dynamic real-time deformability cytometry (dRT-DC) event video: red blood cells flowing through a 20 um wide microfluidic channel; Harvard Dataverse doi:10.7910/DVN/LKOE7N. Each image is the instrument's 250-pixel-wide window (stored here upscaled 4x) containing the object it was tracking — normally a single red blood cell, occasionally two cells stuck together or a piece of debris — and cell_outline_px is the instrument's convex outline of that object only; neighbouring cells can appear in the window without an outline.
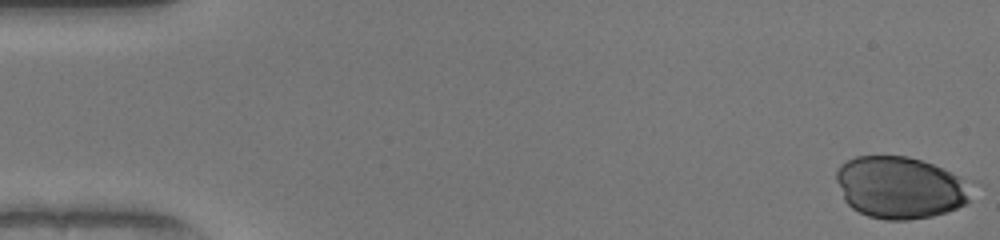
{"species": "human", "species_latin": "Homo sapiens", "temperature_condition": "warm", "stored_images_in_passage": 51, "camera_frame_rate_fps": 3000, "um_per_image_px": 0.085, "donor": {"sex": "female"}, "frame": {"image": 1, "passage_image": 1, "time_ms": 0.0, "image_size_px": [1000, 240], "cell_outline_px": [[968, 200], [964, 204], [956, 208], [932, 216], [908, 220], [888, 220], [868, 216], [852, 208], [844, 200], [836, 180], [836, 172], [840, 164], [856, 156], [908, 156], [932, 164], [952, 172], [964, 180]], "centroid_in_image_um": [76.42, 15.93], "position_along_channel_um": 8.6, "area_um2": 48.15}}
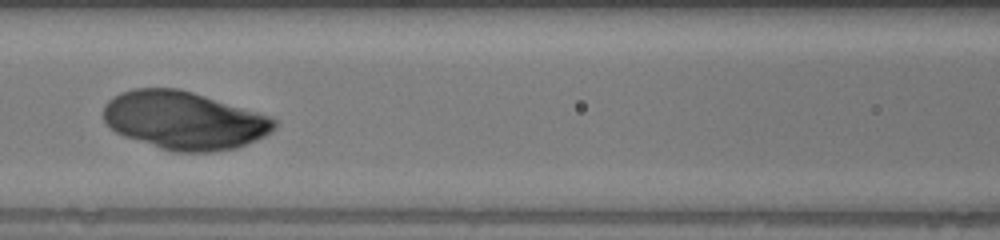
{"frame": {"image": 2, "passage_image": 23, "time_ms": 7.333, "image_size_px": [1000, 240], "cell_outline_px": [[276, 128], [272, 132], [256, 140], [236, 148], [212, 152], [176, 152], [160, 148], [124, 136], [116, 132], [104, 120], [104, 104], [112, 96], [120, 92], [136, 88], [180, 88], [256, 112], [268, 116], [276, 120]], "centroid_in_image_um": [15.63, 10.23], "position_along_channel_um": 151.0, "area_um2": 57.57}}
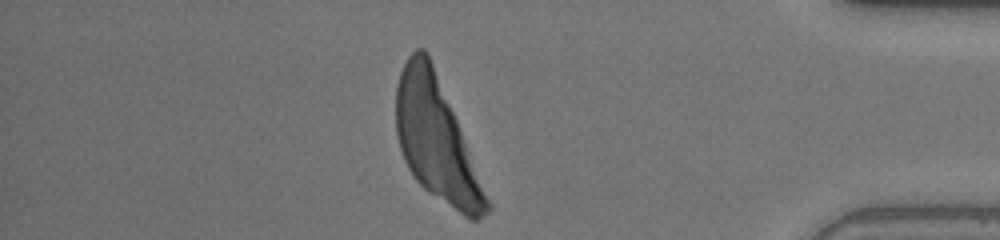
{"frame": {"image": 3, "passage_image": 44, "time_ms": 14.333, "image_size_px": [1000, 240], "cell_outline_px": [[492, 208], [488, 212], [476, 220], [472, 220], [464, 216], [428, 192], [416, 180], [408, 168], [404, 160], [396, 136], [396, 84], [400, 72], [408, 56], [416, 48], [424, 48], [432, 64], [492, 204]], "centroid_in_image_um": [37.06, 11.91], "position_along_channel_um": 398.1, "area_um2": 63.23}}